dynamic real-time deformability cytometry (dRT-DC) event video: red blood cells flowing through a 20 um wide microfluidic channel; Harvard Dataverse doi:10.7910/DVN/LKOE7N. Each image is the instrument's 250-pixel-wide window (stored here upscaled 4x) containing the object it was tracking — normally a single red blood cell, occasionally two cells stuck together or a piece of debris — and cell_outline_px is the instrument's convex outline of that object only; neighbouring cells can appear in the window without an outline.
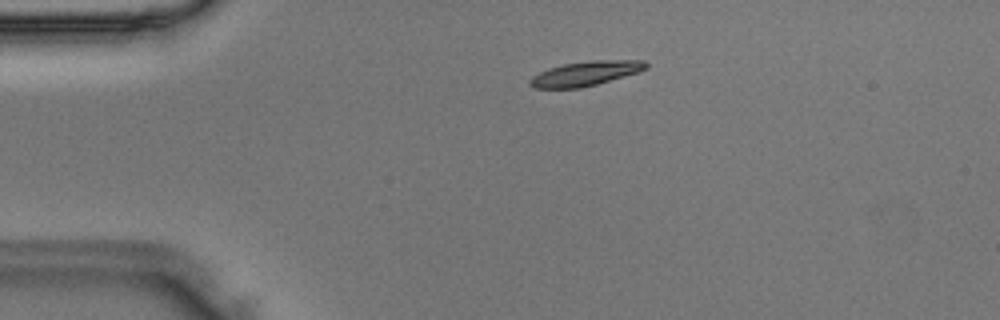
{"species": "Egyptian fruit bat (a non-hibernating species)", "species_latin": "Rousettus aegyptiacus", "temperature_condition": "room temperature", "stored_images_in_passage": 40, "camera_frame_rate_fps": 3000, "um_per_image_px": 0.085, "animal": {"sex": "male"}, "frame": {"image": 1, "passage_image": 2, "time_ms": 0.333, "image_size_px": [1000, 320], "cell_outline_px": [[648, 68], [640, 72], [596, 84], [580, 88], [532, 88], [528, 84], [528, 80], [532, 76], [548, 68], [564, 64], [592, 60], [644, 60], [648, 64]], "centroid_in_image_um": [49.77, 6.25], "position_along_channel_um": 35.2, "area_um2": 16.7}}
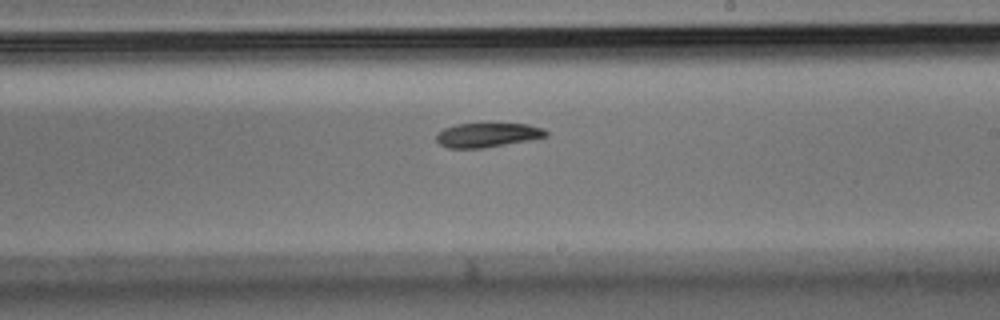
{"frame": {"image": 2, "passage_image": 20, "time_ms": 6.333, "image_size_px": [1000, 320], "cell_outline_px": [[548, 136], [528, 140], [484, 148], [448, 148], [440, 144], [436, 140], [436, 132], [444, 128], [456, 124], [528, 124], [544, 128], [548, 132]], "centroid_in_image_um": [41.41, 11.47], "position_along_channel_um": 247.6, "area_um2": 15.49}}
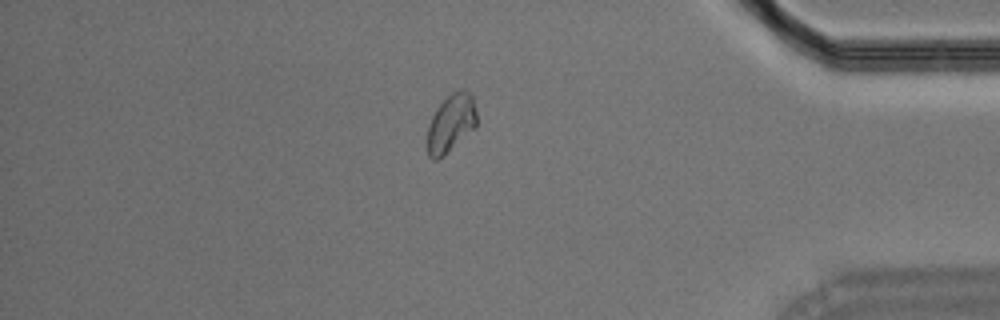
{"frame": {"image": 3, "passage_image": 33, "time_ms": 10.667, "image_size_px": [1000, 320], "cell_outline_px": [[476, 124], [444, 156], [436, 160], [432, 160], [428, 156], [428, 124], [436, 108], [452, 92], [464, 88], [472, 96], [476, 112]], "centroid_in_image_um": [38.3, 10.46], "position_along_channel_um": 396.9, "area_um2": 16.3}}